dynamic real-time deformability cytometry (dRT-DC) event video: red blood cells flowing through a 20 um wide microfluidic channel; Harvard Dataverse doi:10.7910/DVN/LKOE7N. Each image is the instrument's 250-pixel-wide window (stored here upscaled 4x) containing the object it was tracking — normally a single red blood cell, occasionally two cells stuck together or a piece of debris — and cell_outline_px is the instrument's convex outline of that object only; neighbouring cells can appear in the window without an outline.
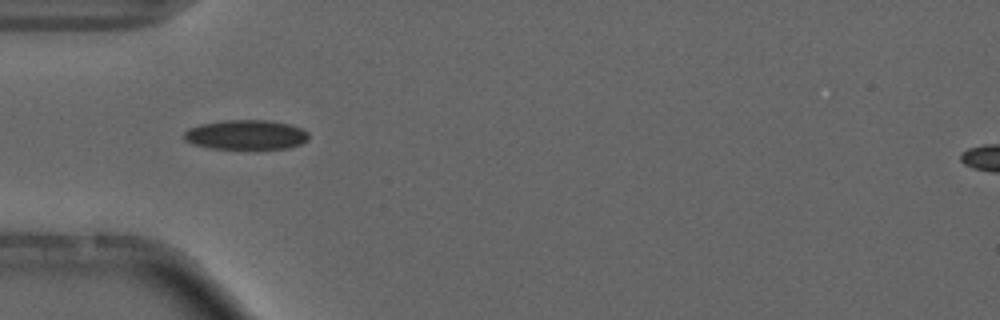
{"species": "common noctule bat (a hibernating species)", "species_latin": "Nyctalus noctula", "temperature_condition": "cold", "stored_images_in_passage": 2, "camera_frame_rate_fps": 3000, "um_per_image_px": 0.085, "animal": {"sex": "male", "forearm_length_mm": 52.5}, "frame": {"image": 1, "passage_image": 1, "time_ms": 0.0, "image_size_px": [1000, 320], "cell_outline_px": [[308, 140], [300, 144], [288, 148], [208, 148], [192, 144], [184, 140], [184, 132], [188, 128], [200, 124], [220, 120], [268, 120], [288, 124], [300, 128], [308, 132]], "centroid_in_image_um": [20.87, 11.44], "position_along_channel_um": 64.1, "area_um2": 21.5}}